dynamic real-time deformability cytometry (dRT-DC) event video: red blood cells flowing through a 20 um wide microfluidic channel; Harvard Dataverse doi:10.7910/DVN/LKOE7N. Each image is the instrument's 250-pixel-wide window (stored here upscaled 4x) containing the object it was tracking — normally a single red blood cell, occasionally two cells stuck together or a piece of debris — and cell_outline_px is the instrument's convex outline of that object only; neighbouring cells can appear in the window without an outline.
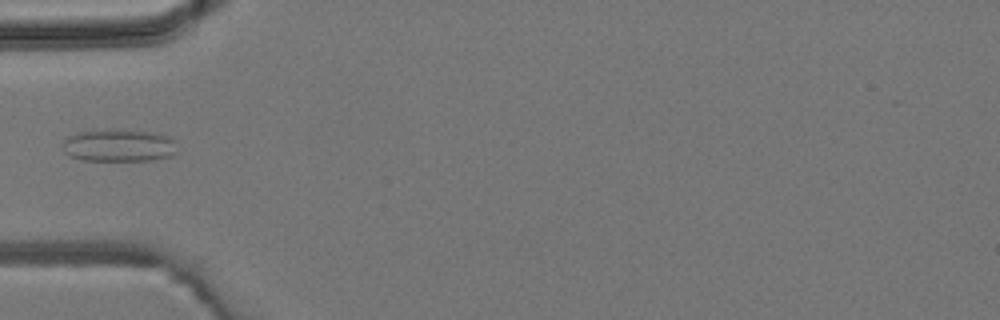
{"species": "common noctule bat (a hibernating species)", "species_latin": "Nyctalus noctula", "temperature_condition": "room temperature", "stored_images_in_passage": 6, "camera_frame_rate_fps": 3000, "um_per_image_px": 0.085, "animal": {"sex": "male", "body_mass_g": 19.2, "forearm_length_mm": 51.8}, "frame": {"image": 1, "passage_image": 5, "time_ms": 4.667, "image_size_px": [1000, 320], "cell_outline_px": [[176, 152], [172, 156], [152, 160], [80, 160], [68, 156], [64, 152], [64, 136], [76, 132], [112, 128], [152, 132], [168, 136], [176, 140]], "centroid_in_image_um": [10.08, 12.34], "position_along_channel_um": 74.9, "area_um2": 22.2}}
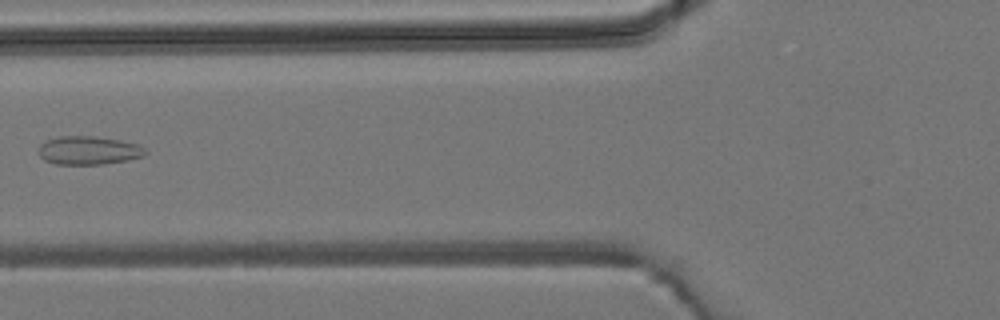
{"frame": {"image": 2, "passage_image": 6, "time_ms": 5.667, "image_size_px": [1000, 320], "cell_outline_px": [[148, 152], [144, 156], [128, 160], [104, 164], [56, 164], [44, 160], [40, 156], [40, 144], [48, 140], [60, 136], [96, 136], [120, 140], [136, 144], [144, 148]], "centroid_in_image_um": [7.55, 12.79], "position_along_channel_um": 118.2, "area_um2": 17.63}}